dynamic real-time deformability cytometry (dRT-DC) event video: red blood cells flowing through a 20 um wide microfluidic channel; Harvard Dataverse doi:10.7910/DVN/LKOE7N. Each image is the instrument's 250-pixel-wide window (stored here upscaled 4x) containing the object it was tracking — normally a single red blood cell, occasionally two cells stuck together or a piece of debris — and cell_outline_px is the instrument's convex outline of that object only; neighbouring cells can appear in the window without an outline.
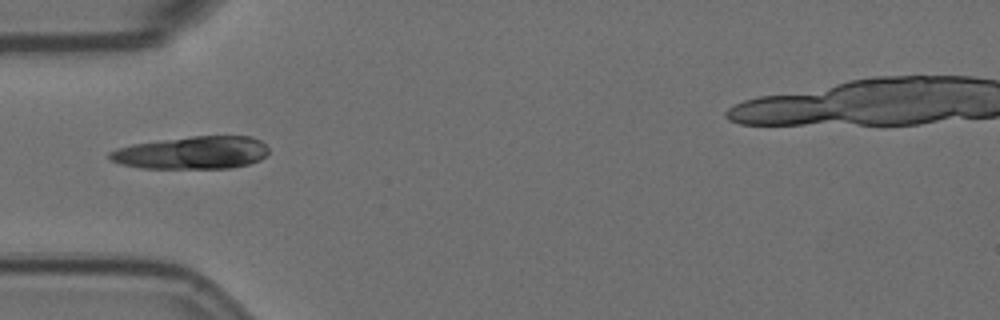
{"species": "Egyptian fruit bat (a non-hibernating species)", "species_latin": "Rousettus aegyptiacus", "temperature_condition": "room temperature", "stored_images_in_passage": 13, "camera_frame_rate_fps": 3000, "um_per_image_px": 0.085, "animal": {"sex": "female"}, "frame": {"image": 1, "passage_image": 1, "time_ms": 0.0, "image_size_px": [1000, 320], "cell_outline_px": [[268, 152], [260, 160], [248, 164], [232, 168], [140, 168], [120, 164], [112, 160], [108, 156], [108, 152], [116, 148], [132, 144], [160, 140], [192, 136], [252, 136], [260, 140], [268, 148]], "centroid_in_image_um": [16.31, 12.98], "position_along_channel_um": 68.7, "area_um2": 30.4}}
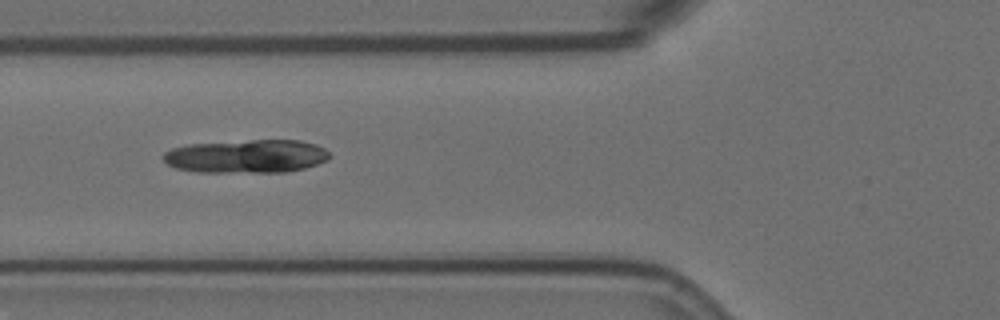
{"frame": {"image": 2, "passage_image": 4, "time_ms": 1.0, "image_size_px": [1000, 320], "cell_outline_px": [[332, 156], [328, 160], [304, 168], [288, 172], [196, 172], [176, 168], [168, 164], [160, 156], [164, 152], [172, 148], [188, 144], [252, 140], [300, 140], [316, 144], [324, 148]], "centroid_in_image_um": [20.95, 13.28], "position_along_channel_um": 104.8, "area_um2": 32.54}}
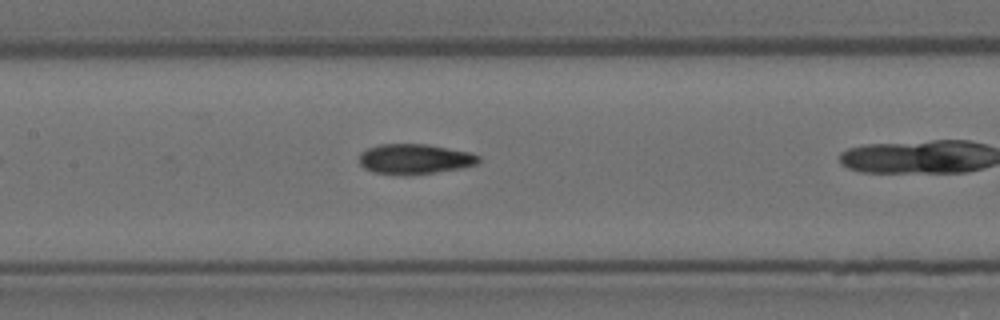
{"frame": {"image": 3, "passage_image": 6, "time_ms": 1.667, "image_size_px": [1000, 320], "cell_outline_px": [[480, 160], [476, 164], [460, 168], [436, 172], [372, 172], [364, 168], [360, 164], [360, 152], [368, 148], [380, 144], [428, 144], [468, 152], [480, 156]], "centroid_in_image_um": [35.26, 13.47], "position_along_channel_um": 172.1, "area_um2": 20.11}}